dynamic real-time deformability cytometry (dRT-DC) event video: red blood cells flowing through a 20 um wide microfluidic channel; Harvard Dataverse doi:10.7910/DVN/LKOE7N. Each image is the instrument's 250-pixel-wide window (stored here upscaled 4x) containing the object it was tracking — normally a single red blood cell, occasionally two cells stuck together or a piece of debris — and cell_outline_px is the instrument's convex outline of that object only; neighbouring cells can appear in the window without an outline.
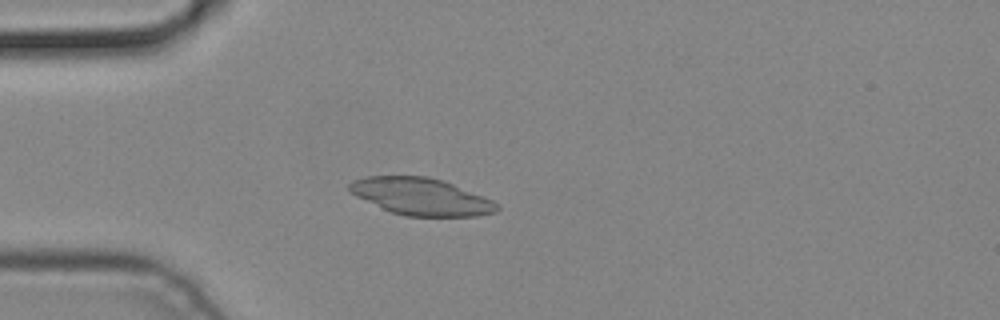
{"species": "common noctule bat (a hibernating species)", "species_latin": "Nyctalus noctula", "temperature_condition": "cold", "stored_images_in_passage": 3, "camera_frame_rate_fps": 3000, "um_per_image_px": 0.085, "animal": {"sex": "male", "body_mass_g": 19.2, "forearm_length_mm": 51.8}, "frame": {"image": 1, "passage_image": 3, "time_ms": 0.667, "image_size_px": [1000, 320], "cell_outline_px": [[500, 208], [496, 212], [476, 216], [404, 216], [392, 212], [356, 196], [348, 188], [348, 184], [352, 180], [368, 176], [428, 176], [444, 180], [484, 196], [500, 204]], "centroid_in_image_um": [35.83, 16.7], "position_along_channel_um": 49.2, "area_um2": 31.91}}